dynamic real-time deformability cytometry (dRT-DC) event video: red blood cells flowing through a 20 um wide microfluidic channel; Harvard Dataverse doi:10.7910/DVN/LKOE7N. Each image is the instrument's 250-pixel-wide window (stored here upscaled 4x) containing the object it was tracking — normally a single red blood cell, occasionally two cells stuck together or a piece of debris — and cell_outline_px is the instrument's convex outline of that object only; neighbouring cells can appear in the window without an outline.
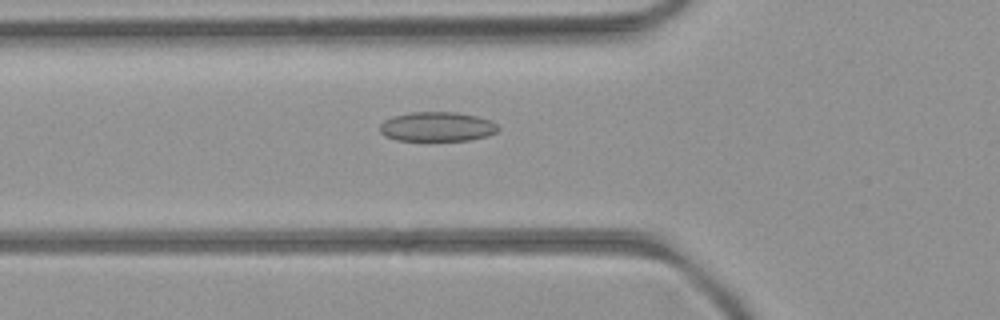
{"species": "common noctule bat (a hibernating species)", "species_latin": "Nyctalus noctula", "temperature_condition": "room temperature", "stored_images_in_passage": 53, "camera_frame_rate_fps": 3000, "um_per_image_px": 0.085, "animal": {"sex": "female", "body_mass_g": 21.9}, "frame": {"image": 1, "passage_image": 19, "time_ms": 6.0, "image_size_px": [1000, 320], "cell_outline_px": [[500, 128], [496, 132], [488, 136], [468, 140], [396, 140], [384, 136], [380, 132], [380, 124], [384, 120], [392, 116], [412, 112], [456, 112], [476, 116], [492, 120]], "centroid_in_image_um": [37.15, 10.76], "position_along_channel_um": 88.6, "area_um2": 20.4}}
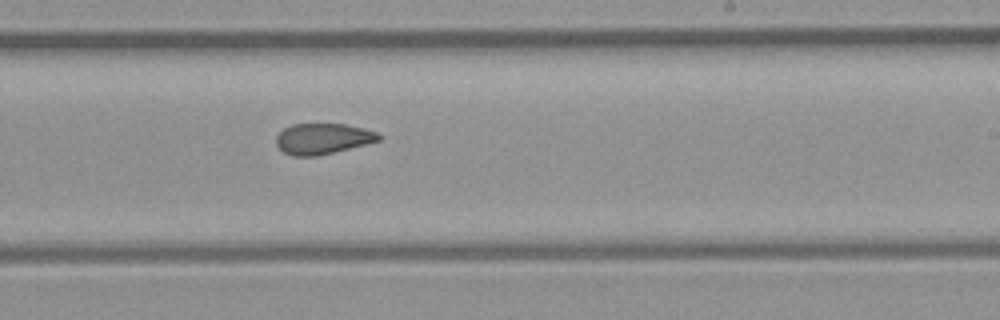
{"frame": {"image": 2, "passage_image": 32, "time_ms": 10.333, "image_size_px": [1000, 320], "cell_outline_px": [[380, 140], [316, 156], [292, 156], [284, 152], [276, 144], [276, 136], [284, 128], [292, 124], [344, 124], [364, 128], [376, 132], [380, 136]], "centroid_in_image_um": [27.39, 11.78], "position_along_channel_um": 261.6, "area_um2": 18.09}}
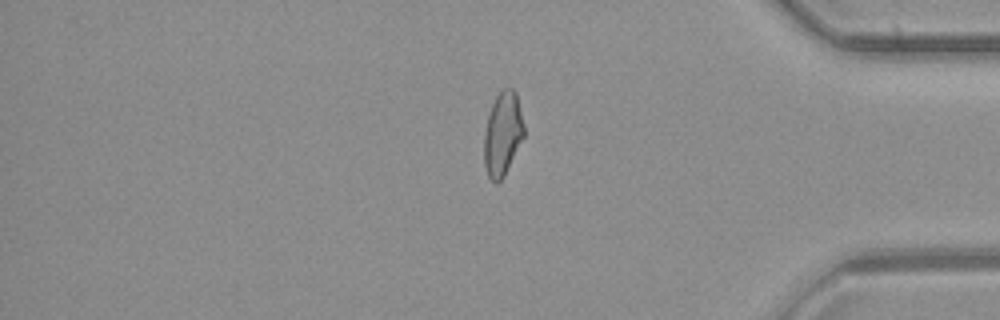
{"frame": {"image": 3, "passage_image": 44, "time_ms": 14.333, "image_size_px": [1000, 320], "cell_outline_px": [[524, 136], [504, 176], [496, 184], [488, 176], [484, 164], [484, 132], [488, 112], [496, 96], [504, 88], [512, 88], [516, 92], [524, 124]], "centroid_in_image_um": [42.72, 11.37], "position_along_channel_um": 392.5, "area_um2": 19.48}, "authors_computed_cell_mechanics": {"area_um2": 20.1722, "velocity_mm_per_s": 3.9711, "shape_relaxation_time_tau1_ms": null, "shape_relaxation_time_tau2_ms": 3.073, "deformation_change_tau1": null, "deformation_change_tau2": 0.0917}}